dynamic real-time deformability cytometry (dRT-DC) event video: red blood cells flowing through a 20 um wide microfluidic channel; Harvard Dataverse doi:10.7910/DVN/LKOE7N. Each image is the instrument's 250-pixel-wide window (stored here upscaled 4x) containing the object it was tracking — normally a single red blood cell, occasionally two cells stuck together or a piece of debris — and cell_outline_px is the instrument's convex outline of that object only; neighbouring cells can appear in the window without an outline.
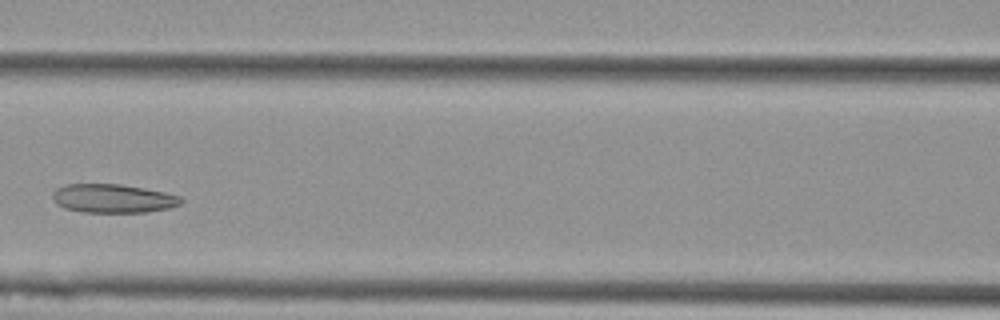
{"species": "Egyptian fruit bat (a non-hibernating species)", "species_latin": "Rousettus aegyptiacus", "temperature_condition": "cold", "stored_images_in_passage": 12, "segment_of_instrument_passage": [1, 2], "camera_frame_rate_fps": 3000, "um_per_image_px": 0.085, "animal": {"sex": "female"}, "frame": {"image": 1, "passage_image": 3, "time_ms": 0.667, "image_size_px": [1000, 320], "cell_outline_px": [[184, 200], [180, 204], [172, 208], [144, 212], [80, 212], [64, 208], [56, 204], [52, 200], [52, 192], [56, 188], [64, 184], [120, 184], [144, 188], [164, 192], [180, 196]], "centroid_in_image_um": [9.58, 16.87], "position_along_channel_um": 157.0, "area_um2": 21.73}}
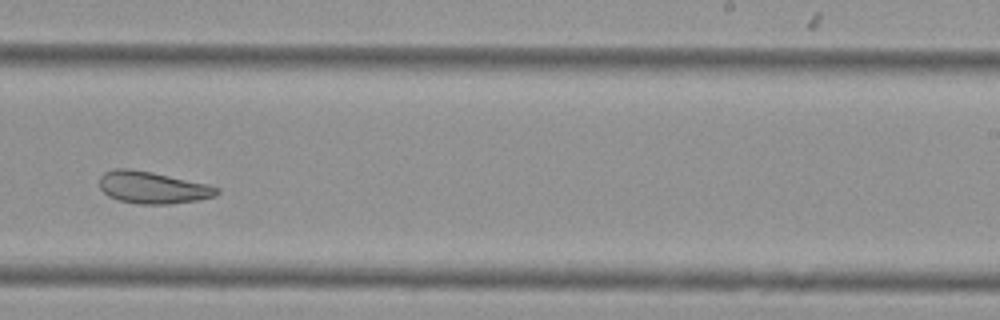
{"frame": {"image": 2, "passage_image": 6, "time_ms": 1.667, "image_size_px": [1000, 320], "cell_outline_px": [[220, 192], [216, 196], [196, 200], [168, 204], [140, 204], [120, 200], [108, 196], [100, 188], [100, 176], [104, 172], [116, 168], [128, 168], [152, 172], [208, 184], [220, 188]], "centroid_in_image_um": [12.98, 15.93], "position_along_channel_um": 276.0, "area_um2": 21.85}}
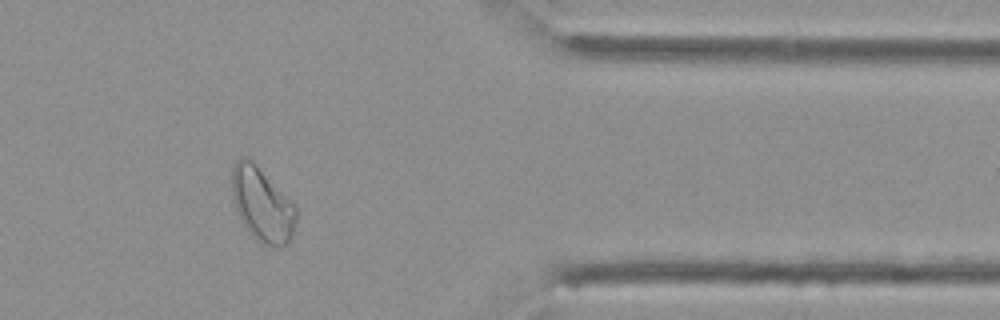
{"frame": {"image": 3, "passage_image": 9, "time_ms": 2.667, "image_size_px": [1000, 320], "cell_outline_px": [[296, 220], [292, 236], [280, 248], [272, 248], [260, 244], [248, 232], [240, 220], [232, 196], [232, 168], [236, 160], [244, 156], [252, 160], [256, 164], [296, 208]], "centroid_in_image_um": [22.25, 17.43], "position_along_channel_um": 389.2, "area_um2": 27.51}}